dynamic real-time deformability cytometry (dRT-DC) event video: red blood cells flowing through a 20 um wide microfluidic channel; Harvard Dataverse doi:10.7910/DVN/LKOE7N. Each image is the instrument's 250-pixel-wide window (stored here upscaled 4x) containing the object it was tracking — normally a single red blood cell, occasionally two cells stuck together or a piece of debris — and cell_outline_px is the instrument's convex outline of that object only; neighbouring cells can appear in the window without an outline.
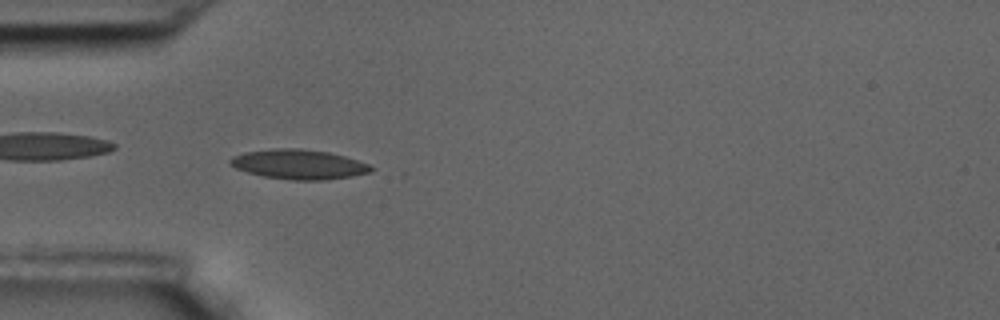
{"species": "common noctule bat (a hibernating species)", "species_latin": "Nyctalus noctula", "temperature_condition": "room temperature", "stored_images_in_passage": 58, "camera_frame_rate_fps": 3000, "um_per_image_px": 0.085, "animal": {"sex": "male", "body_mass_g": 17.5, "forearm_length_mm": 52.3}, "frame": {"image": 1, "passage_image": 17, "time_ms": 5.333, "image_size_px": [1000, 320], "cell_outline_px": [[376, 168], [372, 172], [352, 176], [324, 180], [292, 180], [264, 176], [248, 172], [236, 168], [228, 164], [228, 160], [232, 156], [244, 152], [272, 148], [300, 148], [328, 152], [344, 156], [368, 164]], "centroid_in_image_um": [25.39, 13.96], "position_along_channel_um": 59.6, "area_um2": 24.45}}
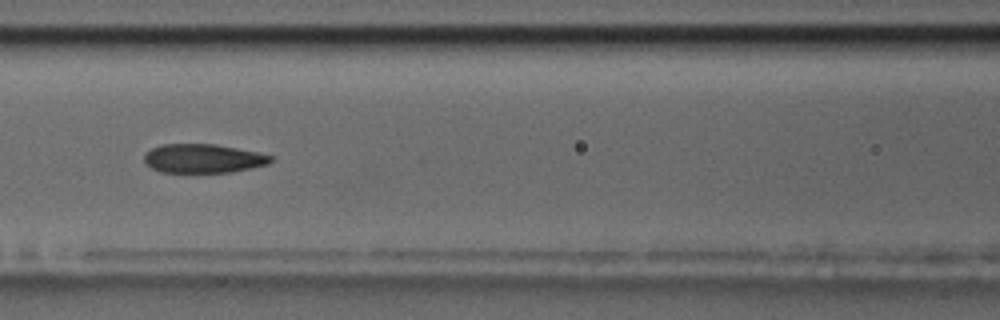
{"frame": {"image": 2, "passage_image": 25, "time_ms": 8.0, "image_size_px": [1000, 320], "cell_outline_px": [[272, 160], [268, 164], [252, 168], [232, 172], [160, 172], [144, 164], [144, 156], [152, 148], [160, 144], [216, 144], [256, 152], [272, 156]], "centroid_in_image_um": [17.24, 13.47], "position_along_channel_um": 149.4, "area_um2": 21.27}, "authors_computed_cell_mechanics": {"area_um2": 22.3397, "velocity_mm_per_s": 3.4762, "shape_relaxation_time_tau1_ms": 7.7284, "shape_relaxation_time_tau2_ms": 1.8492, "deformation_change_tau1": 0.1987, "deformation_change_tau2": 0.071}}